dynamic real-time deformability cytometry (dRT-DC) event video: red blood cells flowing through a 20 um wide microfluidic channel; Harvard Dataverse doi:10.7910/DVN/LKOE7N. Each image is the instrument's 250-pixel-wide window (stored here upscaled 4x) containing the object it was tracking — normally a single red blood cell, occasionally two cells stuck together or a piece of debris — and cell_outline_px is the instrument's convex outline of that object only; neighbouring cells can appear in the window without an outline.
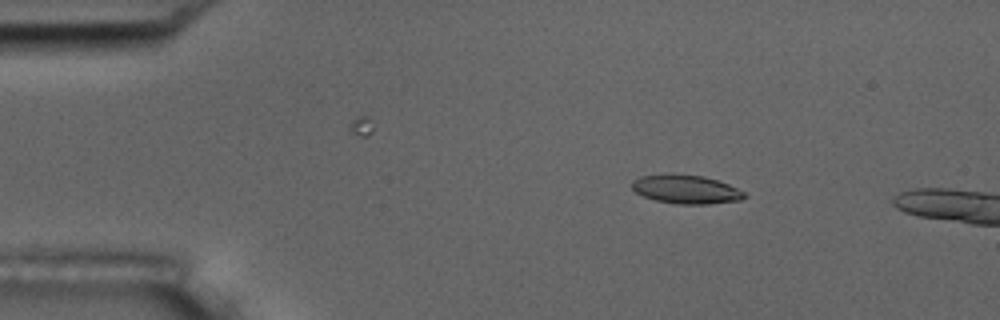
{"species": "common noctule bat (a hibernating species)", "species_latin": "Nyctalus noctula", "temperature_condition": "room temperature", "stored_images_in_passage": 3, "camera_frame_rate_fps": 3000, "um_per_image_px": 0.085, "animal": {"sex": "male", "body_mass_g": 17.5, "forearm_length_mm": 52.3}, "frame": {"image": 1, "passage_image": 2, "time_ms": 1.0, "image_size_px": [1000, 320], "cell_outline_px": [[748, 196], [740, 200], [708, 204], [676, 204], [656, 200], [644, 196], [636, 192], [632, 188], [632, 180], [640, 176], [672, 172], [704, 176], [728, 184], [744, 192]], "centroid_in_image_um": [58.29, 16.07], "position_along_channel_um": 26.7, "area_um2": 19.07}}